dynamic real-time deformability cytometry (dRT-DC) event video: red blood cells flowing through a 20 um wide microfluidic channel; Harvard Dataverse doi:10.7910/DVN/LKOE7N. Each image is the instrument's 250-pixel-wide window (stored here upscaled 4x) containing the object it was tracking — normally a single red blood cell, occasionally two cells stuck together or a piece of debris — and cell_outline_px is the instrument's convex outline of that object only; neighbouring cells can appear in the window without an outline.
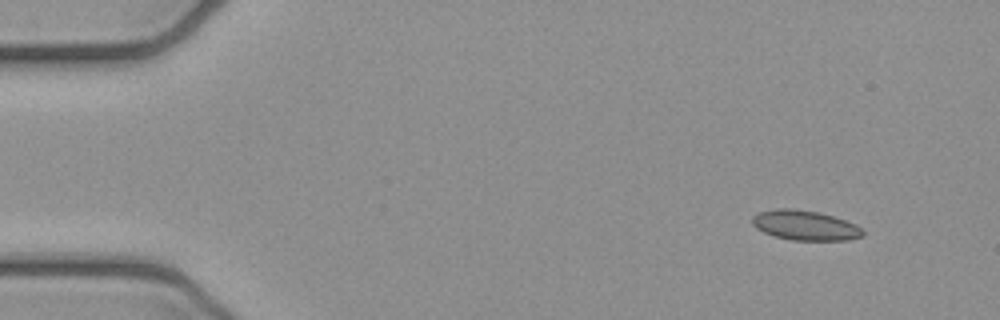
{"species": "common noctule bat (a hibernating species)", "species_latin": "Nyctalus noctula", "temperature_condition": "cold", "stored_images_in_passage": 4, "camera_frame_rate_fps": 3000, "um_per_image_px": 0.085, "animal": {"sex": "female", "body_mass_g": 21.9}, "frame": {"image": 1, "passage_image": 1, "time_ms": 0.0, "image_size_px": [1000, 320], "cell_outline_px": [[864, 236], [848, 240], [792, 240], [776, 236], [764, 232], [756, 228], [752, 224], [752, 216], [760, 212], [776, 208], [792, 208], [816, 212], [832, 216], [856, 224], [864, 232]], "centroid_in_image_um": [68.42, 19.15], "position_along_channel_um": 16.6, "area_um2": 19.07}}
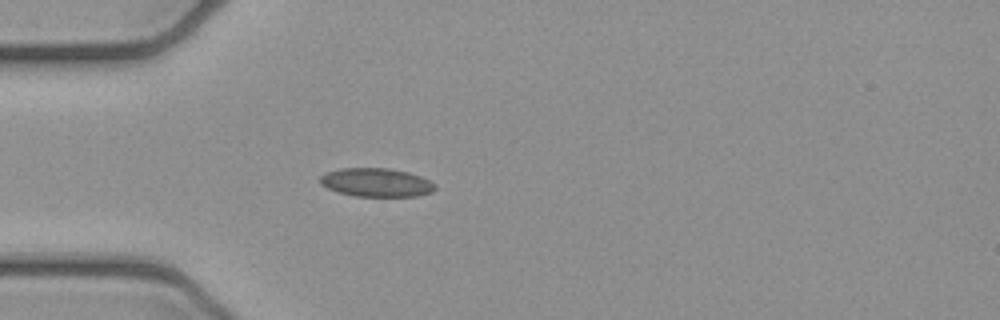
{"frame": {"image": 2, "passage_image": 4, "time_ms": 1.0, "image_size_px": [1000, 320], "cell_outline_px": [[436, 188], [432, 192], [416, 196], [356, 196], [340, 192], [328, 188], [320, 184], [320, 176], [324, 172], [340, 168], [388, 168], [408, 172], [420, 176], [436, 184]], "centroid_in_image_um": [31.98, 15.5], "position_along_channel_um": 53.0, "area_um2": 19.13}}